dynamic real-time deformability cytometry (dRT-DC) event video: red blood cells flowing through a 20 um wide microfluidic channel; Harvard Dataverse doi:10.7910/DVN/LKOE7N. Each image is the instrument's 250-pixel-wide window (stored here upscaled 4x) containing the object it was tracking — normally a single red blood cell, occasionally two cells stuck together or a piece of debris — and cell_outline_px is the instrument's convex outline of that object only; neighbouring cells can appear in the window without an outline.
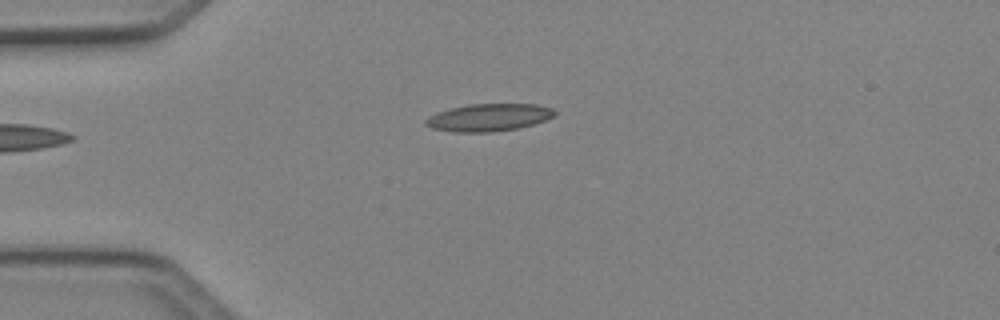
{"species": "Egyptian fruit bat (a non-hibernating species)", "species_latin": "Rousettus aegyptiacus", "temperature_condition": "cold", "stored_images_in_passage": 32, "camera_frame_rate_fps": 3000, "um_per_image_px": 0.085, "animal": {"sex": "female"}, "frame": {"image": 1, "passage_image": 1, "time_ms": 0.0, "image_size_px": [1000, 320], "cell_outline_px": [[556, 112], [552, 116], [544, 120], [532, 124], [516, 128], [492, 132], [452, 132], [432, 128], [424, 124], [424, 120], [428, 116], [436, 112], [468, 104], [536, 104], [552, 108]], "centroid_in_image_um": [41.48, 9.98], "position_along_channel_um": 43.5, "area_um2": 20.52}}
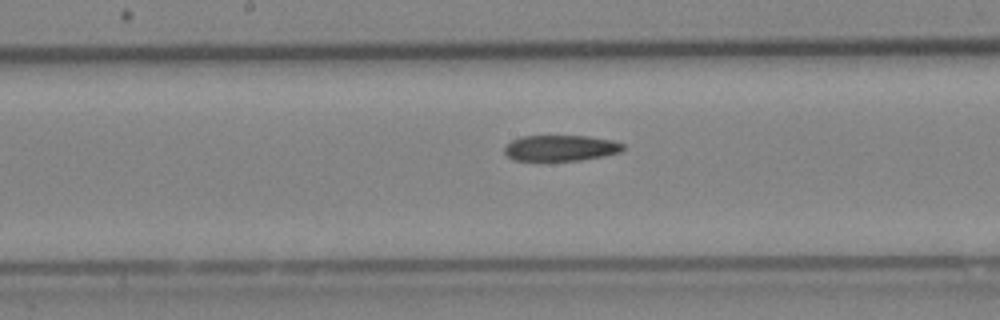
{"frame": {"image": 2, "passage_image": 14, "time_ms": 4.333, "image_size_px": [1000, 320], "cell_outline_px": [[624, 148], [620, 152], [604, 156], [580, 160], [512, 160], [504, 152], [504, 148], [512, 140], [520, 136], [588, 136], [612, 140], [624, 144]], "centroid_in_image_um": [47.66, 12.58], "position_along_channel_um": 200.5, "area_um2": 17.8}}
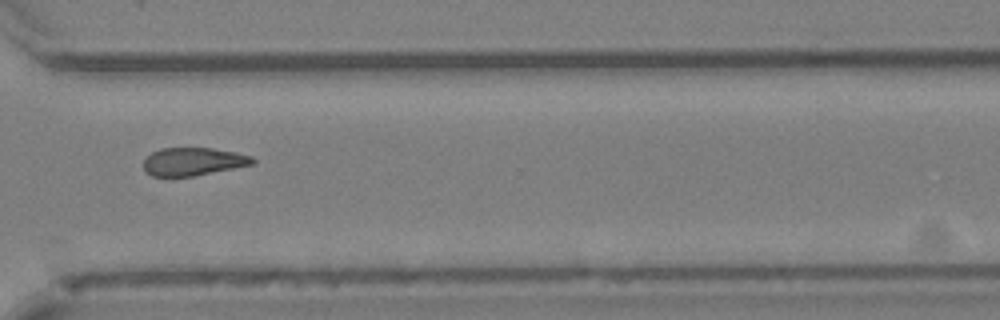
{"frame": {"image": 3, "passage_image": 25, "time_ms": 8.0, "image_size_px": [1000, 320], "cell_outline_px": [[256, 164], [192, 176], [152, 176], [144, 172], [144, 160], [152, 152], [160, 148], [212, 148], [236, 152], [252, 156], [256, 160]], "centroid_in_image_um": [16.44, 13.73], "position_along_channel_um": 354.2, "area_um2": 17.86}}